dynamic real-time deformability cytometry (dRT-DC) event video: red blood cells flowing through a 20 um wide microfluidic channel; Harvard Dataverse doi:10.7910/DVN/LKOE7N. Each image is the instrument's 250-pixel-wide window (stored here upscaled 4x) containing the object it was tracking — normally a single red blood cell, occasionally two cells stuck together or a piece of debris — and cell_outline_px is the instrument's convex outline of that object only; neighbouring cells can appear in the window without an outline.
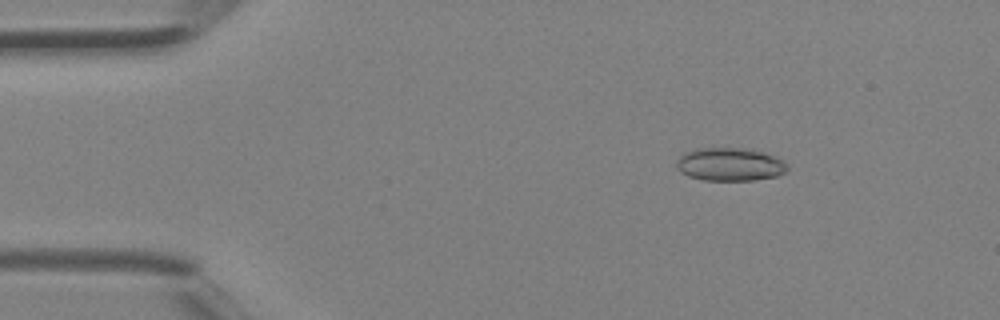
{"species": "Egyptian fruit bat (a non-hibernating species)", "species_latin": "Rousettus aegyptiacus", "temperature_condition": "room temperature", "stored_images_in_passage": 38, "camera_frame_rate_fps": 3000, "um_per_image_px": 0.085, "animal": {"sex": "female"}, "frame": {"image": 1, "passage_image": 3, "time_ms": 0.667, "image_size_px": [1000, 320], "cell_outline_px": [[788, 172], [776, 176], [756, 180], [704, 180], [688, 176], [680, 172], [676, 168], [676, 160], [684, 152], [696, 148], [744, 148], [764, 152], [784, 160], [788, 164]], "centroid_in_image_um": [62.05, 13.97], "position_along_channel_um": 23.0, "area_um2": 21.73}}
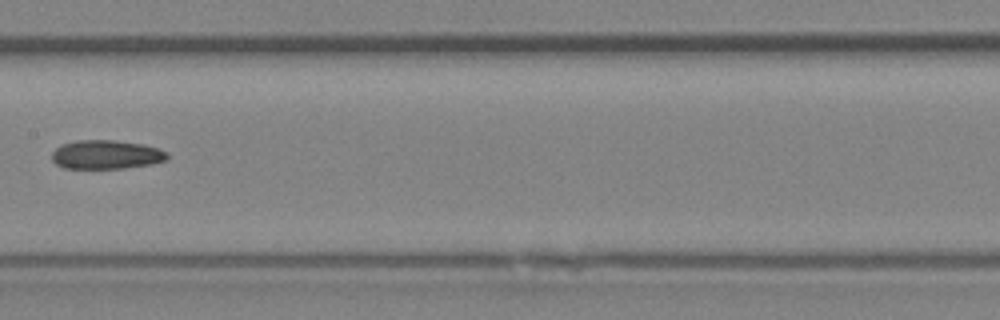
{"frame": {"image": 2, "passage_image": 18, "time_ms": 5.667, "image_size_px": [1000, 320], "cell_outline_px": [[168, 160], [152, 164], [124, 168], [64, 168], [56, 164], [52, 160], [52, 152], [60, 144], [76, 140], [112, 140], [144, 144], [160, 148], [168, 152]], "centroid_in_image_um": [9.05, 13.13], "position_along_channel_um": 198.3, "area_um2": 19.65}}
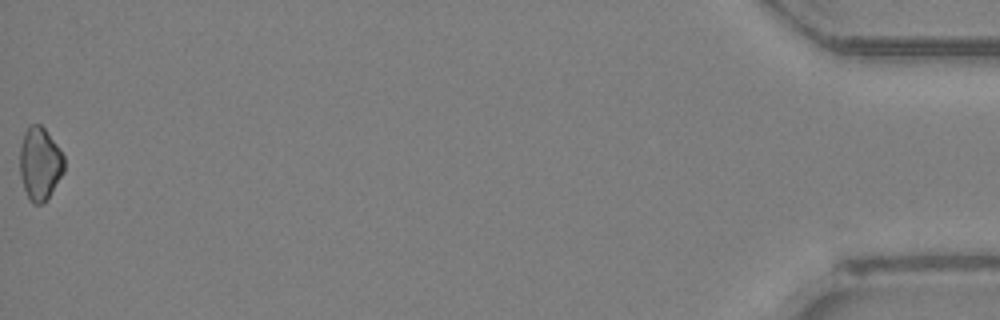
{"frame": {"image": 3, "passage_image": 38, "time_ms": 12.333, "image_size_px": [1000, 320], "cell_outline_px": [[64, 172], [48, 196], [40, 204], [32, 204], [28, 200], [20, 176], [20, 148], [24, 132], [32, 124], [40, 124], [44, 128], [56, 144], [64, 156]], "centroid_in_image_um": [3.37, 13.91], "position_along_channel_um": 431.8, "area_um2": 18.61}}